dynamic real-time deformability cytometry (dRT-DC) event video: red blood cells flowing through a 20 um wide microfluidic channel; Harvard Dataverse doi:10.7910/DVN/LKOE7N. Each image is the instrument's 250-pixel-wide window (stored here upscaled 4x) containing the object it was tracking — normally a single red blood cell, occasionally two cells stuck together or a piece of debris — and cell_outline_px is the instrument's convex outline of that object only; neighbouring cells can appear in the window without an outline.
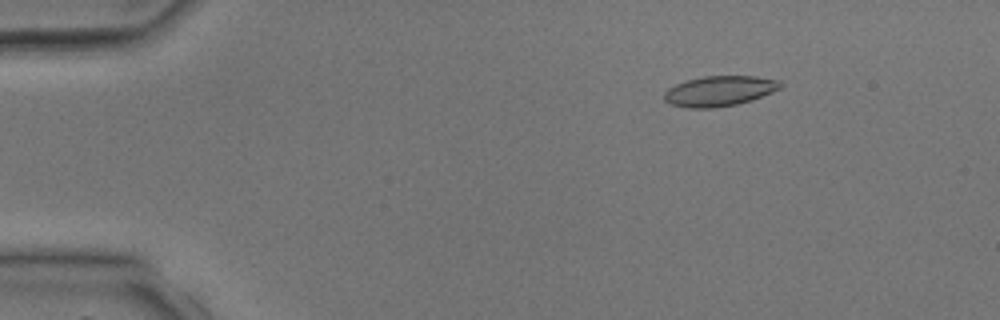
{"species": "common noctule bat (a hibernating species)", "species_latin": "Nyctalus noctula", "temperature_condition": "room temperature", "stored_images_in_passage": 5, "camera_frame_rate_fps": 3000, "um_per_image_px": 0.085, "animal": {"sex": "male", "body_mass_g": 17.9, "forearm_length_mm": 54.2}, "frame": {"image": 1, "passage_image": 2, "time_ms": 1.0, "image_size_px": [1000, 320], "cell_outline_px": [[780, 88], [772, 92], [752, 100], [736, 104], [712, 108], [688, 108], [672, 104], [664, 100], [664, 92], [668, 88], [676, 84], [688, 80], [704, 76], [756, 76], [780, 80]], "centroid_in_image_um": [61.14, 7.73], "position_along_channel_um": 23.9, "area_um2": 20.35}}
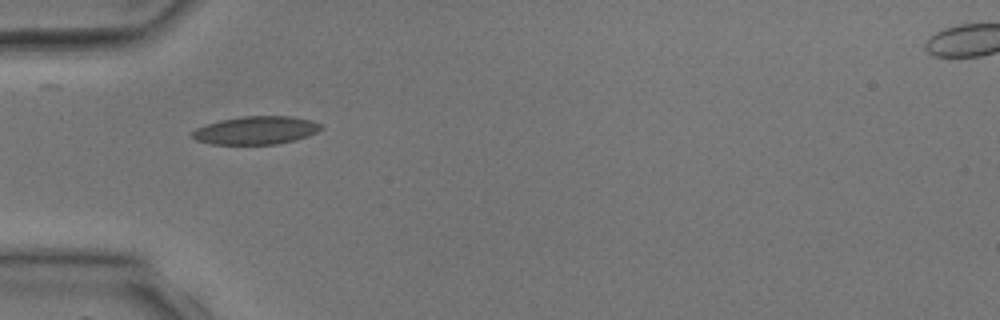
{"frame": {"image": 2, "passage_image": 4, "time_ms": 3.333, "image_size_px": [1000, 320], "cell_outline_px": [[324, 128], [308, 136], [276, 144], [212, 144], [196, 140], [192, 136], [192, 132], [196, 128], [204, 124], [220, 120], [244, 116], [292, 116], [312, 120], [320, 124]], "centroid_in_image_um": [21.75, 11.07], "position_along_channel_um": 63.2, "area_um2": 21.04}}